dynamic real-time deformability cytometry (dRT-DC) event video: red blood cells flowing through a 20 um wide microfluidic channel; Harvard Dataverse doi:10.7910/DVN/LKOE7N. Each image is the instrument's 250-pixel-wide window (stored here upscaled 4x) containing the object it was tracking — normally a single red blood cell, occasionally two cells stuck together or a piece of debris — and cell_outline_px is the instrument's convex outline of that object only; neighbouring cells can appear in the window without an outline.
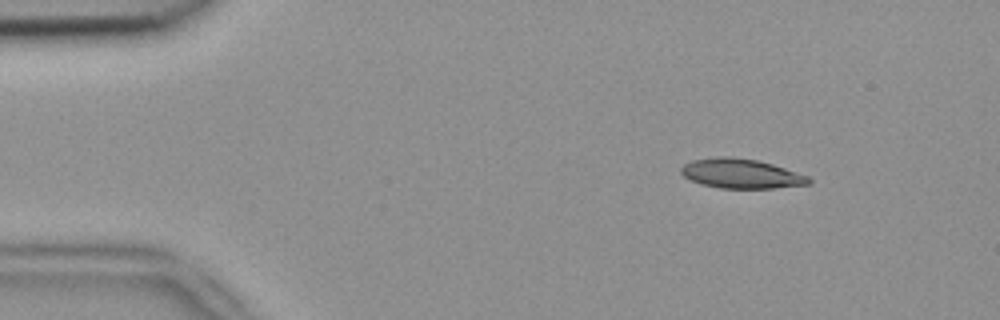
{"species": "common noctule bat (a hibernating species)", "species_latin": "Nyctalus noctula", "temperature_condition": "room temperature", "stored_images_in_passage": 5, "camera_frame_rate_fps": 3000, "um_per_image_px": 0.085, "animal": {"sex": "female", "body_mass_g": 18.4}, "frame": {"image": 1, "passage_image": 1, "time_ms": 0.0, "image_size_px": [1000, 320], "cell_outline_px": [[812, 184], [772, 188], [720, 188], [700, 184], [684, 176], [680, 172], [680, 168], [684, 164], [692, 160], [716, 156], [728, 156], [756, 160], [772, 164], [808, 176], [812, 180]], "centroid_in_image_um": [62.98, 14.75], "position_along_channel_um": 22.0, "area_um2": 21.96}}
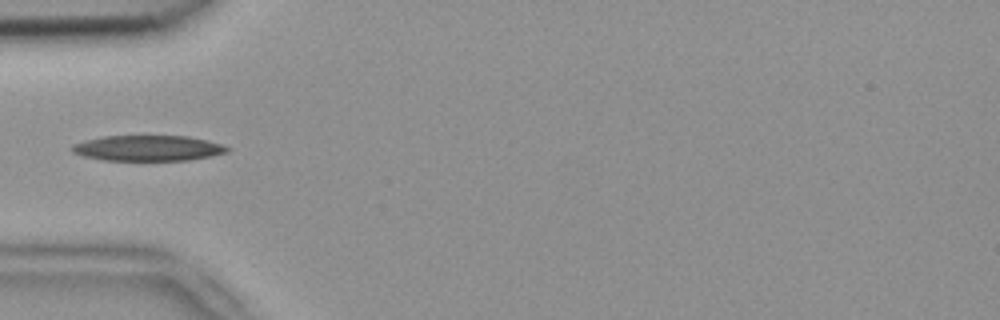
{"frame": {"image": 2, "passage_image": 3, "time_ms": 0.667, "image_size_px": [1000, 320], "cell_outline_px": [[232, 148], [228, 152], [212, 156], [188, 160], [104, 160], [84, 156], [72, 152], [68, 148], [72, 144], [84, 140], [100, 136], [188, 136], [208, 140]], "centroid_in_image_um": [12.56, 12.58], "position_along_channel_um": 72.4, "area_um2": 23.29}}